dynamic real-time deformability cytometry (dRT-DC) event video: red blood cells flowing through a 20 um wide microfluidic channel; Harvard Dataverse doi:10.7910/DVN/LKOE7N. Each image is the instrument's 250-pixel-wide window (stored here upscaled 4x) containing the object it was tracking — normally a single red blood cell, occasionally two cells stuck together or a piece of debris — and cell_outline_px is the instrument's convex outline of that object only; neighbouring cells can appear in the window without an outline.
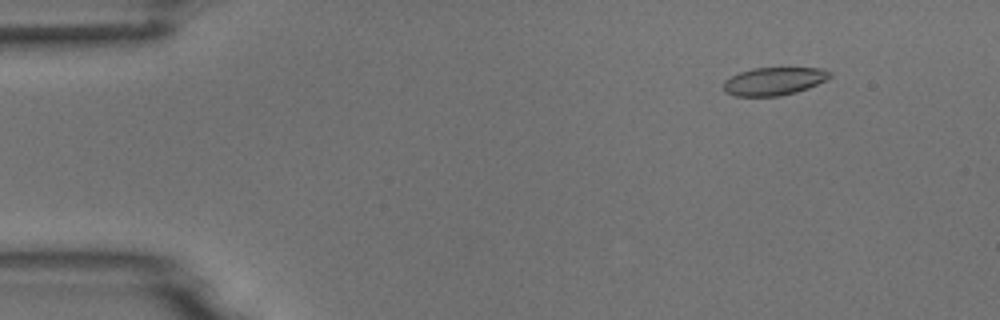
{"species": "common noctule bat (a hibernating species)", "species_latin": "Nyctalus noctula", "temperature_condition": "room temperature", "stored_images_in_passage": 4, "camera_frame_rate_fps": 3000, "um_per_image_px": 0.085, "animal": {"sex": "male", "body_mass_g": 18.8}, "frame": {"image": 1, "passage_image": 2, "time_ms": 1.333, "image_size_px": [1000, 320], "cell_outline_px": [[832, 76], [808, 88], [796, 92], [780, 96], [736, 96], [724, 92], [724, 80], [740, 72], [752, 68], [824, 68], [832, 72]], "centroid_in_image_um": [65.79, 6.9], "position_along_channel_um": 19.2, "area_um2": 17.28}}